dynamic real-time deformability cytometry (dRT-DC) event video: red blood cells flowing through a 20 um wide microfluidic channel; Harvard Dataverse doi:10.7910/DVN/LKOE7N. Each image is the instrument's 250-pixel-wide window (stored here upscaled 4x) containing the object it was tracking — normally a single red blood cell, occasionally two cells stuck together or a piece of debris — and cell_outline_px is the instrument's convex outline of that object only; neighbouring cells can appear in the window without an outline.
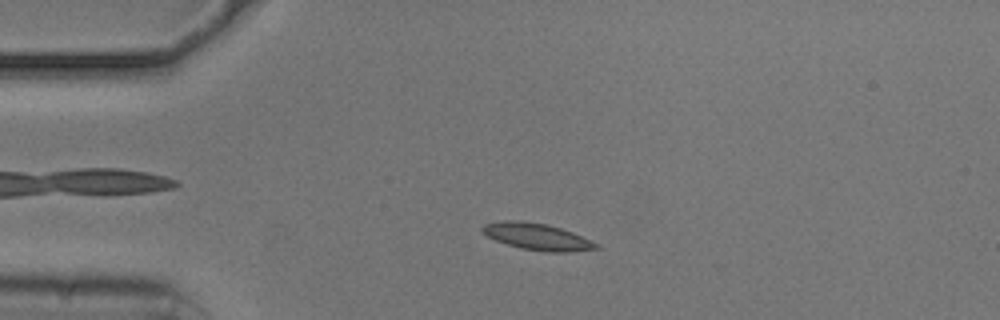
{"species": "common noctule bat (a hibernating species)", "species_latin": "Nyctalus noctula", "temperature_condition": "cold", "stored_images_in_passage": 52, "camera_frame_rate_fps": 3000, "um_per_image_px": 0.085, "animal": {"sex": "male", "body_mass_g": 20.5, "forearm_length_mm": 52.5}, "frame": {"image": 1, "passage_image": 10, "time_ms": 3.0, "image_size_px": [1000, 320], "cell_outline_px": [[600, 248], [568, 252], [548, 252], [520, 248], [496, 240], [488, 236], [480, 228], [484, 224], [504, 220], [520, 220], [548, 224], [572, 232], [600, 244]], "centroid_in_image_um": [45.68, 20.11], "position_along_channel_um": 39.3, "area_um2": 17.63}}
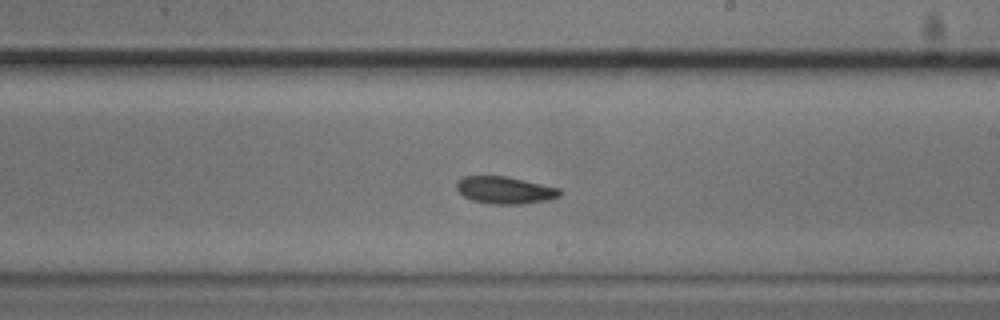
{"frame": {"image": 2, "passage_image": 29, "time_ms": 9.333, "image_size_px": [1000, 320], "cell_outline_px": [[564, 192], [560, 196], [548, 200], [520, 204], [492, 204], [472, 200], [464, 196], [456, 188], [456, 184], [464, 176], [508, 176], [560, 188]], "centroid_in_image_um": [42.97, 16.16], "position_along_channel_um": 246.0, "area_um2": 16.42}}
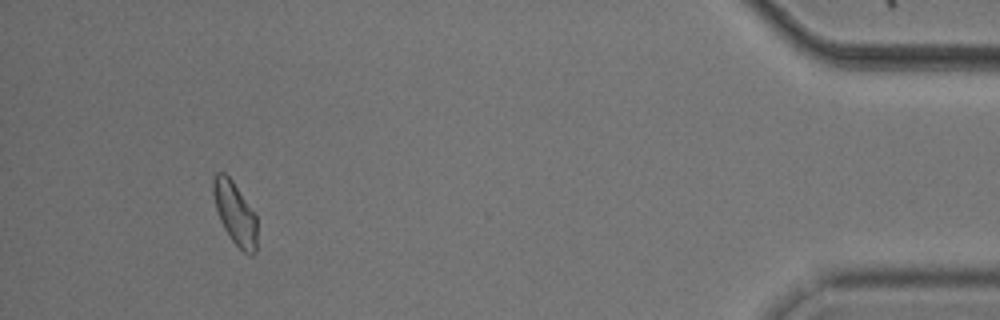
{"frame": {"image": 3, "passage_image": 48, "time_ms": 15.667, "image_size_px": [1000, 320], "cell_outline_px": [[256, 252], [252, 256], [248, 256], [232, 240], [224, 228], [220, 220], [216, 208], [212, 192], [212, 176], [216, 172], [224, 172], [232, 180], [256, 216]], "centroid_in_image_um": [19.95, 18.11], "position_along_channel_um": 415.2, "area_um2": 15.9}, "authors_computed_cell_mechanics": {"area_um2": 16.4152, "velocity_mm_per_s": 3.7132, "shape_relaxation_time_tau1_ms": 7.277, "shape_relaxation_time_tau2_ms": null, "deformation_change_tau1": 0.1203, "deformation_change_tau2": null}}